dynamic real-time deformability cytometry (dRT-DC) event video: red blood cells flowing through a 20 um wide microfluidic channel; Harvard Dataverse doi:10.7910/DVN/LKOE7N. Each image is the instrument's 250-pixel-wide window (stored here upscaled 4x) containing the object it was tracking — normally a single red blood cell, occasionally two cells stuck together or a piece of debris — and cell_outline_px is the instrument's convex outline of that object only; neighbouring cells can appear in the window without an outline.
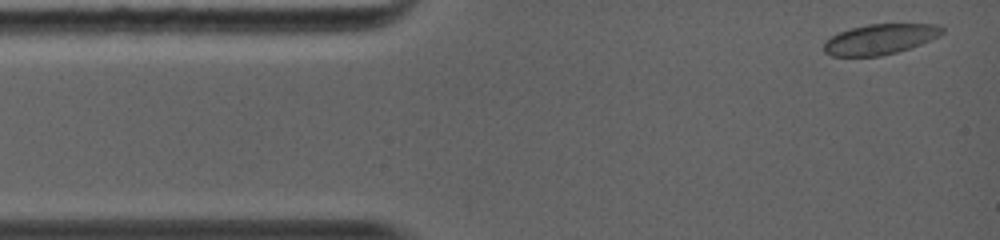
{"species": "common noctule bat (a hibernating species)", "species_latin": "Nyctalus noctula", "temperature_condition": "warm", "stored_images_in_passage": 40, "camera_frame_rate_fps": 5000, "um_per_image_px": 0.085, "animal": {"sex": "female", "body_mass_g": 19.0, "forearm_length_mm": 56.7}, "frame": {"image": 1, "passage_image": 1, "time_ms": 0.0, "image_size_px": [1000, 240], "cell_outline_px": [[944, 32], [940, 36], [920, 44], [896, 52], [880, 56], [832, 56], [824, 52], [824, 44], [832, 36], [840, 32], [852, 28], [868, 24], [940, 24], [944, 28]], "centroid_in_image_um": [74.84, 3.33], "position_along_channel_um": 10.2, "area_um2": 20.75}}
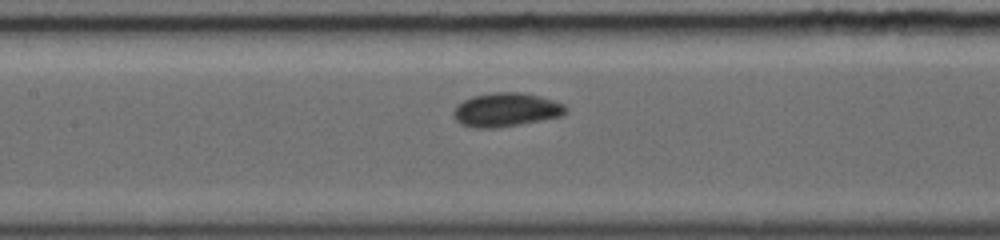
{"frame": {"image": 2, "passage_image": 17, "time_ms": 5.0, "image_size_px": [1000, 240], "cell_outline_px": [[568, 108], [560, 116], [540, 120], [496, 128], [476, 128], [460, 124], [452, 116], [452, 112], [456, 104], [472, 96], [492, 92], [520, 92], [540, 96], [564, 104]], "centroid_in_image_um": [42.95, 9.32], "position_along_channel_um": 164.5, "area_um2": 22.08}}
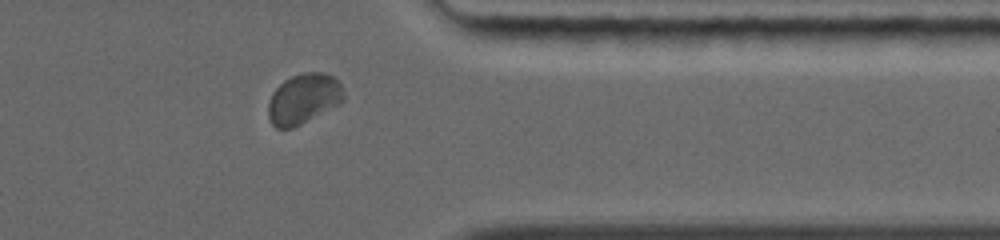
{"frame": {"image": 3, "passage_image": 34, "time_ms": 10.2, "image_size_px": [1000, 240], "cell_outline_px": [[344, 100], [340, 104], [292, 128], [276, 128], [272, 124], [268, 116], [268, 100], [272, 92], [284, 80], [292, 76], [304, 72], [324, 72], [332, 76], [340, 84], [344, 92]], "centroid_in_image_um": [25.79, 8.39], "position_along_channel_um": 385.6, "area_um2": 22.08}, "authors_computed_cell_mechanics": {"area_um2": 21.0681, "velocity_mm_per_s": 4.3674, "shape_relaxation_time_tau1_ms": 1.7672, "shape_relaxation_time_tau2_ms": null, "deformation_change_tau1": 0.0691, "deformation_change_tau2": null}}